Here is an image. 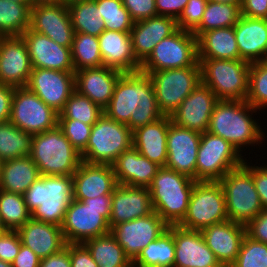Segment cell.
<instances>
[{"label": "cell", "instance_id": "50", "mask_svg": "<svg viewBox=\"0 0 267 267\" xmlns=\"http://www.w3.org/2000/svg\"><path fill=\"white\" fill-rule=\"evenodd\" d=\"M134 22L158 16L156 0H122Z\"/></svg>", "mask_w": 267, "mask_h": 267}, {"label": "cell", "instance_id": "11", "mask_svg": "<svg viewBox=\"0 0 267 267\" xmlns=\"http://www.w3.org/2000/svg\"><path fill=\"white\" fill-rule=\"evenodd\" d=\"M148 75L160 111L170 116L201 82V66L197 61L193 66L151 71Z\"/></svg>", "mask_w": 267, "mask_h": 267}, {"label": "cell", "instance_id": "56", "mask_svg": "<svg viewBox=\"0 0 267 267\" xmlns=\"http://www.w3.org/2000/svg\"><path fill=\"white\" fill-rule=\"evenodd\" d=\"M14 89L0 84V123L9 121Z\"/></svg>", "mask_w": 267, "mask_h": 267}, {"label": "cell", "instance_id": "2", "mask_svg": "<svg viewBox=\"0 0 267 267\" xmlns=\"http://www.w3.org/2000/svg\"><path fill=\"white\" fill-rule=\"evenodd\" d=\"M31 218L62 225L67 208L74 200L72 175H41L24 193Z\"/></svg>", "mask_w": 267, "mask_h": 267}, {"label": "cell", "instance_id": "4", "mask_svg": "<svg viewBox=\"0 0 267 267\" xmlns=\"http://www.w3.org/2000/svg\"><path fill=\"white\" fill-rule=\"evenodd\" d=\"M112 194L72 200L65 213L61 229L68 243L84 241L110 233Z\"/></svg>", "mask_w": 267, "mask_h": 267}, {"label": "cell", "instance_id": "61", "mask_svg": "<svg viewBox=\"0 0 267 267\" xmlns=\"http://www.w3.org/2000/svg\"><path fill=\"white\" fill-rule=\"evenodd\" d=\"M83 1H90V0H61V4L66 5L69 7L72 4L78 3V2H83Z\"/></svg>", "mask_w": 267, "mask_h": 267}, {"label": "cell", "instance_id": "19", "mask_svg": "<svg viewBox=\"0 0 267 267\" xmlns=\"http://www.w3.org/2000/svg\"><path fill=\"white\" fill-rule=\"evenodd\" d=\"M31 71L28 47L23 37H0V84L26 87Z\"/></svg>", "mask_w": 267, "mask_h": 267}, {"label": "cell", "instance_id": "13", "mask_svg": "<svg viewBox=\"0 0 267 267\" xmlns=\"http://www.w3.org/2000/svg\"><path fill=\"white\" fill-rule=\"evenodd\" d=\"M198 61L197 37L190 31L178 29L155 45L150 55L141 63L140 71L186 68Z\"/></svg>", "mask_w": 267, "mask_h": 267}, {"label": "cell", "instance_id": "64", "mask_svg": "<svg viewBox=\"0 0 267 267\" xmlns=\"http://www.w3.org/2000/svg\"><path fill=\"white\" fill-rule=\"evenodd\" d=\"M4 231H6V229L4 228L2 221H1V218H0V233H2Z\"/></svg>", "mask_w": 267, "mask_h": 267}, {"label": "cell", "instance_id": "12", "mask_svg": "<svg viewBox=\"0 0 267 267\" xmlns=\"http://www.w3.org/2000/svg\"><path fill=\"white\" fill-rule=\"evenodd\" d=\"M243 156L228 141L208 131L201 133L196 162V181L218 182L241 166Z\"/></svg>", "mask_w": 267, "mask_h": 267}, {"label": "cell", "instance_id": "39", "mask_svg": "<svg viewBox=\"0 0 267 267\" xmlns=\"http://www.w3.org/2000/svg\"><path fill=\"white\" fill-rule=\"evenodd\" d=\"M68 10L75 33L99 37L105 31L104 21L94 0L72 4Z\"/></svg>", "mask_w": 267, "mask_h": 267}, {"label": "cell", "instance_id": "30", "mask_svg": "<svg viewBox=\"0 0 267 267\" xmlns=\"http://www.w3.org/2000/svg\"><path fill=\"white\" fill-rule=\"evenodd\" d=\"M111 166L118 184L147 188L161 168L142 156L133 146L120 154Z\"/></svg>", "mask_w": 267, "mask_h": 267}, {"label": "cell", "instance_id": "15", "mask_svg": "<svg viewBox=\"0 0 267 267\" xmlns=\"http://www.w3.org/2000/svg\"><path fill=\"white\" fill-rule=\"evenodd\" d=\"M168 224L154 211L152 214L110 227V234L133 261L141 250L168 229Z\"/></svg>", "mask_w": 267, "mask_h": 267}, {"label": "cell", "instance_id": "14", "mask_svg": "<svg viewBox=\"0 0 267 267\" xmlns=\"http://www.w3.org/2000/svg\"><path fill=\"white\" fill-rule=\"evenodd\" d=\"M9 121L28 134L54 129L58 113L27 87L14 89Z\"/></svg>", "mask_w": 267, "mask_h": 267}, {"label": "cell", "instance_id": "18", "mask_svg": "<svg viewBox=\"0 0 267 267\" xmlns=\"http://www.w3.org/2000/svg\"><path fill=\"white\" fill-rule=\"evenodd\" d=\"M218 101L215 93L200 82L172 112L171 122L179 127L204 133L209 127L212 111Z\"/></svg>", "mask_w": 267, "mask_h": 267}, {"label": "cell", "instance_id": "59", "mask_svg": "<svg viewBox=\"0 0 267 267\" xmlns=\"http://www.w3.org/2000/svg\"><path fill=\"white\" fill-rule=\"evenodd\" d=\"M32 6L34 5H48V4H61V0H31Z\"/></svg>", "mask_w": 267, "mask_h": 267}, {"label": "cell", "instance_id": "16", "mask_svg": "<svg viewBox=\"0 0 267 267\" xmlns=\"http://www.w3.org/2000/svg\"><path fill=\"white\" fill-rule=\"evenodd\" d=\"M26 87L59 114L75 91V71L32 68Z\"/></svg>", "mask_w": 267, "mask_h": 267}, {"label": "cell", "instance_id": "36", "mask_svg": "<svg viewBox=\"0 0 267 267\" xmlns=\"http://www.w3.org/2000/svg\"><path fill=\"white\" fill-rule=\"evenodd\" d=\"M175 243L172 232L167 229L155 241L149 243L132 261L133 267H173Z\"/></svg>", "mask_w": 267, "mask_h": 267}, {"label": "cell", "instance_id": "7", "mask_svg": "<svg viewBox=\"0 0 267 267\" xmlns=\"http://www.w3.org/2000/svg\"><path fill=\"white\" fill-rule=\"evenodd\" d=\"M201 82L219 100H246L250 64L245 60L198 58Z\"/></svg>", "mask_w": 267, "mask_h": 267}, {"label": "cell", "instance_id": "47", "mask_svg": "<svg viewBox=\"0 0 267 267\" xmlns=\"http://www.w3.org/2000/svg\"><path fill=\"white\" fill-rule=\"evenodd\" d=\"M57 125L77 151L81 153L86 148L92 125L72 119H58Z\"/></svg>", "mask_w": 267, "mask_h": 267}, {"label": "cell", "instance_id": "40", "mask_svg": "<svg viewBox=\"0 0 267 267\" xmlns=\"http://www.w3.org/2000/svg\"><path fill=\"white\" fill-rule=\"evenodd\" d=\"M32 135L14 126L10 121L0 123V157L12 160L30 156Z\"/></svg>", "mask_w": 267, "mask_h": 267}, {"label": "cell", "instance_id": "55", "mask_svg": "<svg viewBox=\"0 0 267 267\" xmlns=\"http://www.w3.org/2000/svg\"><path fill=\"white\" fill-rule=\"evenodd\" d=\"M241 15L249 18H267V0H243Z\"/></svg>", "mask_w": 267, "mask_h": 267}, {"label": "cell", "instance_id": "52", "mask_svg": "<svg viewBox=\"0 0 267 267\" xmlns=\"http://www.w3.org/2000/svg\"><path fill=\"white\" fill-rule=\"evenodd\" d=\"M246 234L253 240L267 244V209H263L246 225Z\"/></svg>", "mask_w": 267, "mask_h": 267}, {"label": "cell", "instance_id": "38", "mask_svg": "<svg viewBox=\"0 0 267 267\" xmlns=\"http://www.w3.org/2000/svg\"><path fill=\"white\" fill-rule=\"evenodd\" d=\"M241 7L234 4L207 2L200 25L192 32L196 37L209 30L233 27L241 17Z\"/></svg>", "mask_w": 267, "mask_h": 267}, {"label": "cell", "instance_id": "23", "mask_svg": "<svg viewBox=\"0 0 267 267\" xmlns=\"http://www.w3.org/2000/svg\"><path fill=\"white\" fill-rule=\"evenodd\" d=\"M153 212L149 188L118 184L112 193L109 225L146 217Z\"/></svg>", "mask_w": 267, "mask_h": 267}, {"label": "cell", "instance_id": "53", "mask_svg": "<svg viewBox=\"0 0 267 267\" xmlns=\"http://www.w3.org/2000/svg\"><path fill=\"white\" fill-rule=\"evenodd\" d=\"M189 0H156V10L159 16L179 18Z\"/></svg>", "mask_w": 267, "mask_h": 267}, {"label": "cell", "instance_id": "44", "mask_svg": "<svg viewBox=\"0 0 267 267\" xmlns=\"http://www.w3.org/2000/svg\"><path fill=\"white\" fill-rule=\"evenodd\" d=\"M104 21L105 30L130 33L134 21L122 0H94Z\"/></svg>", "mask_w": 267, "mask_h": 267}, {"label": "cell", "instance_id": "51", "mask_svg": "<svg viewBox=\"0 0 267 267\" xmlns=\"http://www.w3.org/2000/svg\"><path fill=\"white\" fill-rule=\"evenodd\" d=\"M71 267H98L83 243H69Z\"/></svg>", "mask_w": 267, "mask_h": 267}, {"label": "cell", "instance_id": "9", "mask_svg": "<svg viewBox=\"0 0 267 267\" xmlns=\"http://www.w3.org/2000/svg\"><path fill=\"white\" fill-rule=\"evenodd\" d=\"M133 146L132 130L104 113L92 125L86 148L80 153L83 162L112 164L120 154Z\"/></svg>", "mask_w": 267, "mask_h": 267}, {"label": "cell", "instance_id": "3", "mask_svg": "<svg viewBox=\"0 0 267 267\" xmlns=\"http://www.w3.org/2000/svg\"><path fill=\"white\" fill-rule=\"evenodd\" d=\"M255 110L246 100H219L207 131L222 137L240 152L241 146L258 144L264 137V132L249 114Z\"/></svg>", "mask_w": 267, "mask_h": 267}, {"label": "cell", "instance_id": "21", "mask_svg": "<svg viewBox=\"0 0 267 267\" xmlns=\"http://www.w3.org/2000/svg\"><path fill=\"white\" fill-rule=\"evenodd\" d=\"M175 243L173 267H220L215 254L206 245L200 231L170 225Z\"/></svg>", "mask_w": 267, "mask_h": 267}, {"label": "cell", "instance_id": "20", "mask_svg": "<svg viewBox=\"0 0 267 267\" xmlns=\"http://www.w3.org/2000/svg\"><path fill=\"white\" fill-rule=\"evenodd\" d=\"M30 29L48 36L61 46H72L75 32L66 5L48 4L32 6L30 8Z\"/></svg>", "mask_w": 267, "mask_h": 267}, {"label": "cell", "instance_id": "34", "mask_svg": "<svg viewBox=\"0 0 267 267\" xmlns=\"http://www.w3.org/2000/svg\"><path fill=\"white\" fill-rule=\"evenodd\" d=\"M40 176L39 169L30 156L4 161L0 190L24 195Z\"/></svg>", "mask_w": 267, "mask_h": 267}, {"label": "cell", "instance_id": "26", "mask_svg": "<svg viewBox=\"0 0 267 267\" xmlns=\"http://www.w3.org/2000/svg\"><path fill=\"white\" fill-rule=\"evenodd\" d=\"M177 21L168 16H155L134 22L130 31L132 49L136 59L142 63L156 44L178 30Z\"/></svg>", "mask_w": 267, "mask_h": 267}, {"label": "cell", "instance_id": "45", "mask_svg": "<svg viewBox=\"0 0 267 267\" xmlns=\"http://www.w3.org/2000/svg\"><path fill=\"white\" fill-rule=\"evenodd\" d=\"M246 101L256 110L267 107V60L250 64Z\"/></svg>", "mask_w": 267, "mask_h": 267}, {"label": "cell", "instance_id": "28", "mask_svg": "<svg viewBox=\"0 0 267 267\" xmlns=\"http://www.w3.org/2000/svg\"><path fill=\"white\" fill-rule=\"evenodd\" d=\"M17 232L22 245L30 248L40 259L61 251L67 245L60 226L33 218Z\"/></svg>", "mask_w": 267, "mask_h": 267}, {"label": "cell", "instance_id": "33", "mask_svg": "<svg viewBox=\"0 0 267 267\" xmlns=\"http://www.w3.org/2000/svg\"><path fill=\"white\" fill-rule=\"evenodd\" d=\"M197 57L210 59H240L234 26L201 33L197 37Z\"/></svg>", "mask_w": 267, "mask_h": 267}, {"label": "cell", "instance_id": "54", "mask_svg": "<svg viewBox=\"0 0 267 267\" xmlns=\"http://www.w3.org/2000/svg\"><path fill=\"white\" fill-rule=\"evenodd\" d=\"M251 175L263 209H267V166H251Z\"/></svg>", "mask_w": 267, "mask_h": 267}, {"label": "cell", "instance_id": "42", "mask_svg": "<svg viewBox=\"0 0 267 267\" xmlns=\"http://www.w3.org/2000/svg\"><path fill=\"white\" fill-rule=\"evenodd\" d=\"M0 218L6 230H18L31 219L24 195L0 190Z\"/></svg>", "mask_w": 267, "mask_h": 267}, {"label": "cell", "instance_id": "62", "mask_svg": "<svg viewBox=\"0 0 267 267\" xmlns=\"http://www.w3.org/2000/svg\"><path fill=\"white\" fill-rule=\"evenodd\" d=\"M0 267H13L12 263L0 260Z\"/></svg>", "mask_w": 267, "mask_h": 267}, {"label": "cell", "instance_id": "46", "mask_svg": "<svg viewBox=\"0 0 267 267\" xmlns=\"http://www.w3.org/2000/svg\"><path fill=\"white\" fill-rule=\"evenodd\" d=\"M230 267H267V244L246 234L237 259Z\"/></svg>", "mask_w": 267, "mask_h": 267}, {"label": "cell", "instance_id": "60", "mask_svg": "<svg viewBox=\"0 0 267 267\" xmlns=\"http://www.w3.org/2000/svg\"><path fill=\"white\" fill-rule=\"evenodd\" d=\"M215 3H221V4H234L241 7L243 0H209Z\"/></svg>", "mask_w": 267, "mask_h": 267}, {"label": "cell", "instance_id": "35", "mask_svg": "<svg viewBox=\"0 0 267 267\" xmlns=\"http://www.w3.org/2000/svg\"><path fill=\"white\" fill-rule=\"evenodd\" d=\"M83 244L98 267H133L130 258L110 233L88 239Z\"/></svg>", "mask_w": 267, "mask_h": 267}, {"label": "cell", "instance_id": "65", "mask_svg": "<svg viewBox=\"0 0 267 267\" xmlns=\"http://www.w3.org/2000/svg\"><path fill=\"white\" fill-rule=\"evenodd\" d=\"M3 164H4V160L0 157V174L2 172Z\"/></svg>", "mask_w": 267, "mask_h": 267}, {"label": "cell", "instance_id": "37", "mask_svg": "<svg viewBox=\"0 0 267 267\" xmlns=\"http://www.w3.org/2000/svg\"><path fill=\"white\" fill-rule=\"evenodd\" d=\"M32 3L0 0V37L21 36L30 28Z\"/></svg>", "mask_w": 267, "mask_h": 267}, {"label": "cell", "instance_id": "17", "mask_svg": "<svg viewBox=\"0 0 267 267\" xmlns=\"http://www.w3.org/2000/svg\"><path fill=\"white\" fill-rule=\"evenodd\" d=\"M200 139L201 133L179 127L171 122L167 133L165 167L196 181V162Z\"/></svg>", "mask_w": 267, "mask_h": 267}, {"label": "cell", "instance_id": "48", "mask_svg": "<svg viewBox=\"0 0 267 267\" xmlns=\"http://www.w3.org/2000/svg\"><path fill=\"white\" fill-rule=\"evenodd\" d=\"M208 0H189L176 20L178 28L193 32L201 23Z\"/></svg>", "mask_w": 267, "mask_h": 267}, {"label": "cell", "instance_id": "32", "mask_svg": "<svg viewBox=\"0 0 267 267\" xmlns=\"http://www.w3.org/2000/svg\"><path fill=\"white\" fill-rule=\"evenodd\" d=\"M170 123V116L164 115L155 122L132 131L133 147L161 167H165L167 161V133Z\"/></svg>", "mask_w": 267, "mask_h": 267}, {"label": "cell", "instance_id": "8", "mask_svg": "<svg viewBox=\"0 0 267 267\" xmlns=\"http://www.w3.org/2000/svg\"><path fill=\"white\" fill-rule=\"evenodd\" d=\"M246 163L244 161L218 181L224 191L228 220L245 226L263 210L251 175V166Z\"/></svg>", "mask_w": 267, "mask_h": 267}, {"label": "cell", "instance_id": "63", "mask_svg": "<svg viewBox=\"0 0 267 267\" xmlns=\"http://www.w3.org/2000/svg\"><path fill=\"white\" fill-rule=\"evenodd\" d=\"M9 1L17 3H31V0H9Z\"/></svg>", "mask_w": 267, "mask_h": 267}, {"label": "cell", "instance_id": "24", "mask_svg": "<svg viewBox=\"0 0 267 267\" xmlns=\"http://www.w3.org/2000/svg\"><path fill=\"white\" fill-rule=\"evenodd\" d=\"M206 245L215 254L221 265L231 266L237 259L246 226L225 220L200 231Z\"/></svg>", "mask_w": 267, "mask_h": 267}, {"label": "cell", "instance_id": "31", "mask_svg": "<svg viewBox=\"0 0 267 267\" xmlns=\"http://www.w3.org/2000/svg\"><path fill=\"white\" fill-rule=\"evenodd\" d=\"M240 60L249 63L267 60L265 19L241 16L234 26Z\"/></svg>", "mask_w": 267, "mask_h": 267}, {"label": "cell", "instance_id": "41", "mask_svg": "<svg viewBox=\"0 0 267 267\" xmlns=\"http://www.w3.org/2000/svg\"><path fill=\"white\" fill-rule=\"evenodd\" d=\"M71 58L75 72L85 68L103 66L98 36L74 33Z\"/></svg>", "mask_w": 267, "mask_h": 267}, {"label": "cell", "instance_id": "1", "mask_svg": "<svg viewBox=\"0 0 267 267\" xmlns=\"http://www.w3.org/2000/svg\"><path fill=\"white\" fill-rule=\"evenodd\" d=\"M104 114L132 131L163 117L150 76L141 71L122 73Z\"/></svg>", "mask_w": 267, "mask_h": 267}, {"label": "cell", "instance_id": "25", "mask_svg": "<svg viewBox=\"0 0 267 267\" xmlns=\"http://www.w3.org/2000/svg\"><path fill=\"white\" fill-rule=\"evenodd\" d=\"M72 176L74 199L78 201L112 194L118 185L110 164H89L82 161Z\"/></svg>", "mask_w": 267, "mask_h": 267}, {"label": "cell", "instance_id": "49", "mask_svg": "<svg viewBox=\"0 0 267 267\" xmlns=\"http://www.w3.org/2000/svg\"><path fill=\"white\" fill-rule=\"evenodd\" d=\"M21 244L17 230L0 233V260L12 263L20 251Z\"/></svg>", "mask_w": 267, "mask_h": 267}, {"label": "cell", "instance_id": "6", "mask_svg": "<svg viewBox=\"0 0 267 267\" xmlns=\"http://www.w3.org/2000/svg\"><path fill=\"white\" fill-rule=\"evenodd\" d=\"M30 157L40 175H73L82 162L80 152L72 146L58 125L32 135Z\"/></svg>", "mask_w": 267, "mask_h": 267}, {"label": "cell", "instance_id": "22", "mask_svg": "<svg viewBox=\"0 0 267 267\" xmlns=\"http://www.w3.org/2000/svg\"><path fill=\"white\" fill-rule=\"evenodd\" d=\"M21 36L27 44L32 68L75 71L71 47L61 46L48 36L34 32L30 28Z\"/></svg>", "mask_w": 267, "mask_h": 267}, {"label": "cell", "instance_id": "5", "mask_svg": "<svg viewBox=\"0 0 267 267\" xmlns=\"http://www.w3.org/2000/svg\"><path fill=\"white\" fill-rule=\"evenodd\" d=\"M195 180L175 170L161 167L148 187L153 210L170 226L185 217Z\"/></svg>", "mask_w": 267, "mask_h": 267}, {"label": "cell", "instance_id": "10", "mask_svg": "<svg viewBox=\"0 0 267 267\" xmlns=\"http://www.w3.org/2000/svg\"><path fill=\"white\" fill-rule=\"evenodd\" d=\"M228 220L225 195L219 182L196 181L180 227L202 231L210 225Z\"/></svg>", "mask_w": 267, "mask_h": 267}, {"label": "cell", "instance_id": "27", "mask_svg": "<svg viewBox=\"0 0 267 267\" xmlns=\"http://www.w3.org/2000/svg\"><path fill=\"white\" fill-rule=\"evenodd\" d=\"M122 72L106 66L85 68L75 72V90L104 109L113 95Z\"/></svg>", "mask_w": 267, "mask_h": 267}, {"label": "cell", "instance_id": "43", "mask_svg": "<svg viewBox=\"0 0 267 267\" xmlns=\"http://www.w3.org/2000/svg\"><path fill=\"white\" fill-rule=\"evenodd\" d=\"M103 113L104 110L99 105L75 90L58 114V119L79 120L85 124L94 125Z\"/></svg>", "mask_w": 267, "mask_h": 267}, {"label": "cell", "instance_id": "29", "mask_svg": "<svg viewBox=\"0 0 267 267\" xmlns=\"http://www.w3.org/2000/svg\"><path fill=\"white\" fill-rule=\"evenodd\" d=\"M98 40L103 66L122 73L140 71L141 63L133 53L130 33L105 30Z\"/></svg>", "mask_w": 267, "mask_h": 267}, {"label": "cell", "instance_id": "57", "mask_svg": "<svg viewBox=\"0 0 267 267\" xmlns=\"http://www.w3.org/2000/svg\"><path fill=\"white\" fill-rule=\"evenodd\" d=\"M39 267H71L69 243L61 251L41 259Z\"/></svg>", "mask_w": 267, "mask_h": 267}, {"label": "cell", "instance_id": "58", "mask_svg": "<svg viewBox=\"0 0 267 267\" xmlns=\"http://www.w3.org/2000/svg\"><path fill=\"white\" fill-rule=\"evenodd\" d=\"M40 258L28 247L21 244V248L14 261L13 267H39Z\"/></svg>", "mask_w": 267, "mask_h": 267}]
</instances>
